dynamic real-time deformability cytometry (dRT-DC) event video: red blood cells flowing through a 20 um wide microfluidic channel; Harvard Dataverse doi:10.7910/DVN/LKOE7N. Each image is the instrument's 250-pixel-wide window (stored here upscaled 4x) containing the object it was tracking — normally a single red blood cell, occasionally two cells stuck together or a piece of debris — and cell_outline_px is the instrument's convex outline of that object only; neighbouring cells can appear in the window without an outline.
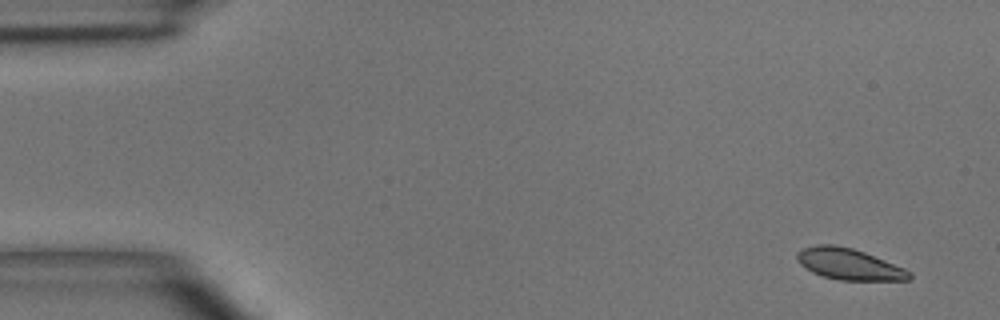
{"species": "common noctule bat (a hibernating species)", "species_latin": "Nyctalus noctula", "temperature_condition": "room temperature", "stored_images_in_passage": 6, "camera_frame_rate_fps": 3000, "um_per_image_px": 0.085, "animal": {"sex": "male", "body_mass_g": 15.6}, "frame": {"image": 1, "passage_image": 1, "time_ms": 0.0, "image_size_px": [1000, 320], "cell_outline_px": [[912, 280], [840, 280], [824, 276], [812, 272], [800, 264], [796, 260], [796, 252], [804, 248], [820, 244], [832, 244], [852, 248], [864, 252], [904, 268], [912, 272]], "centroid_in_image_um": [72.17, 22.45], "position_along_channel_um": 12.8, "area_um2": 20.35}}
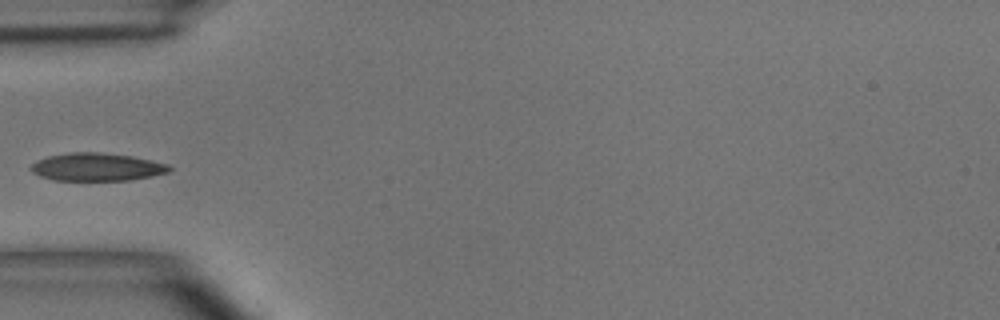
{"frame": {"image": 2, "passage_image": 5, "time_ms": 4.667, "image_size_px": [1000, 320], "cell_outline_px": [[172, 168], [168, 172], [152, 176], [128, 180], [56, 180], [40, 176], [32, 172], [28, 168], [32, 164], [48, 156], [68, 152], [100, 152], [132, 156], [168, 164]], "centroid_in_image_um": [8.22, 14.19], "position_along_channel_um": 76.8, "area_um2": 22.37}}
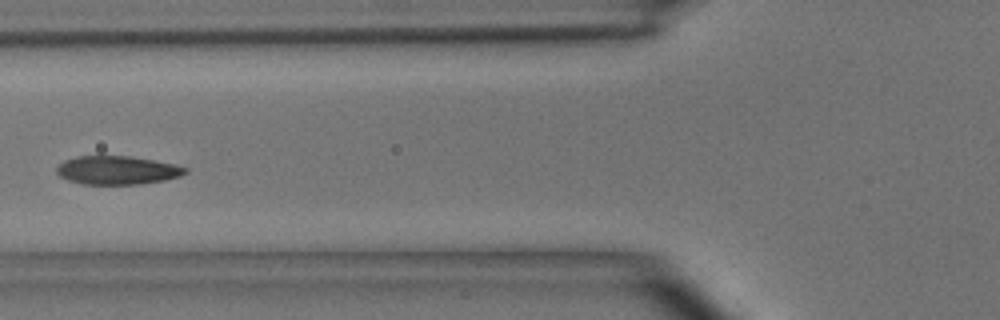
{"frame": {"image": 3, "passage_image": 6, "time_ms": 5.667, "image_size_px": [1000, 320], "cell_outline_px": [[188, 172], [180, 176], [164, 180], [140, 184], [84, 184], [68, 180], [60, 176], [56, 172], [56, 168], [64, 160], [76, 156], [132, 156], [172, 164], [188, 168]], "centroid_in_image_um": [9.95, 14.46], "position_along_channel_um": 115.8, "area_um2": 21.27}}